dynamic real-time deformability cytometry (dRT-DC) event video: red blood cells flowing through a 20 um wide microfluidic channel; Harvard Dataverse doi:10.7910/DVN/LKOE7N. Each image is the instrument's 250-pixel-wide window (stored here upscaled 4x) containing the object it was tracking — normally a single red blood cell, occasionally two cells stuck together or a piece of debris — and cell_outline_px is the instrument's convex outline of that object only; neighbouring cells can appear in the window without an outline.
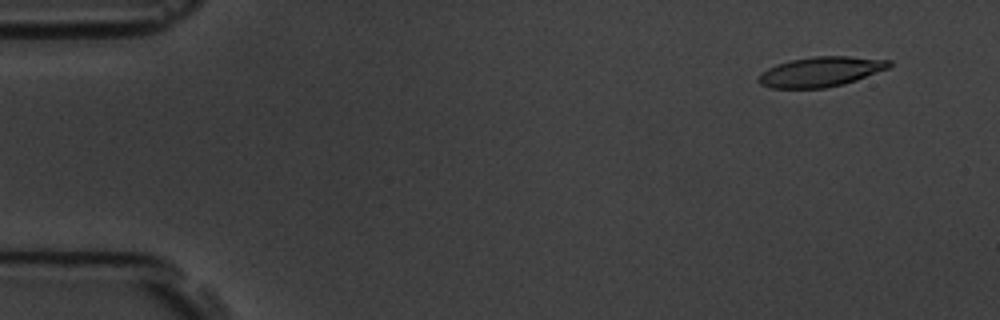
{"species": "common noctule bat (a hibernating species)", "species_latin": "Nyctalus noctula", "temperature_condition": "room temperature", "stored_images_in_passage": 5, "camera_frame_rate_fps": 3000, "um_per_image_px": 0.085, "animal": {"sex": "male", "body_mass_g": 19.5, "forearm_length_mm": 54.6}, "frame": {"image": 1, "passage_image": 2, "time_ms": 1.0, "image_size_px": [1000, 320], "cell_outline_px": [[892, 64], [888, 68], [856, 80], [844, 84], [824, 88], [772, 88], [760, 84], [756, 80], [760, 72], [776, 64], [792, 60], [816, 56], [848, 56], [892, 60]], "centroid_in_image_um": [69.74, 6.1], "position_along_channel_um": 15.3, "area_um2": 22.77}}